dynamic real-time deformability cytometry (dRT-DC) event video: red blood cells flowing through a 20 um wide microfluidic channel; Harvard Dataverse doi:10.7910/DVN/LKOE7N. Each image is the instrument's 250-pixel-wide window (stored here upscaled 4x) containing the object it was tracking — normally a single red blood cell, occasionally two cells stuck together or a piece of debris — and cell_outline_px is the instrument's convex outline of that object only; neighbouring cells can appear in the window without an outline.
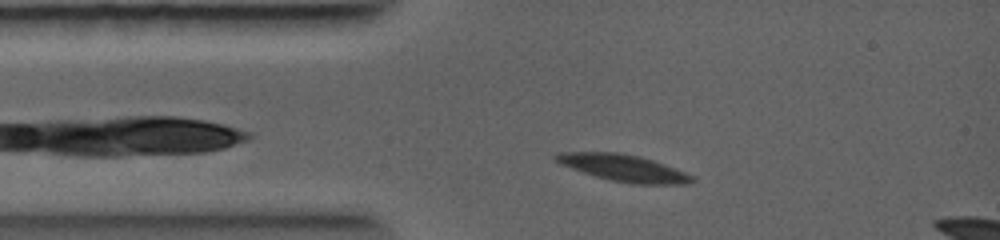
{"species": "common noctule bat (a hibernating species)", "species_latin": "Nyctalus noctula", "temperature_condition": "warm", "stored_images_in_passage": 7, "camera_frame_rate_fps": 5000, "um_per_image_px": 0.085, "animal": {"sex": "female", "body_mass_g": 19.0, "forearm_length_mm": 56.7}, "frame": {"image": 1, "passage_image": 2, "time_ms": 0.6, "image_size_px": [1000, 240], "cell_outline_px": [[696, 180], [692, 184], [632, 184], [612, 180], [596, 176], [560, 164], [552, 156], [560, 152], [620, 152], [640, 156], [664, 164], [696, 176]], "centroid_in_image_um": [53.07, 14.28], "position_along_channel_um": 31.9, "area_um2": 21.27}}
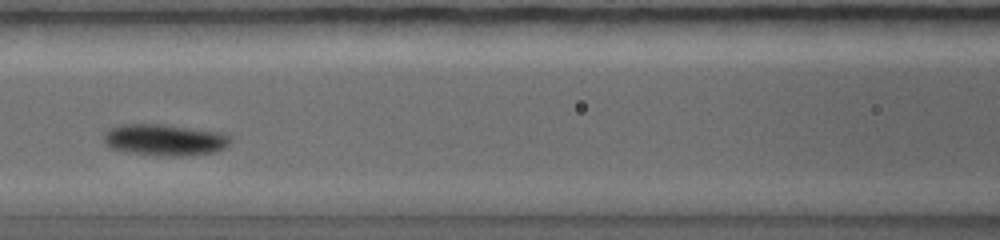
{"frame": {"image": 2, "passage_image": 5, "time_ms": 2.8, "image_size_px": [1000, 240], "cell_outline_px": [[232, 140], [224, 148], [216, 152], [180, 156], [168, 156], [128, 152], [108, 148], [104, 144], [104, 132], [108, 128], [120, 124], [164, 124], [224, 132], [232, 136]], "centroid_in_image_um": [14.0, 11.87], "position_along_channel_um": 152.6, "area_um2": 23.64}}
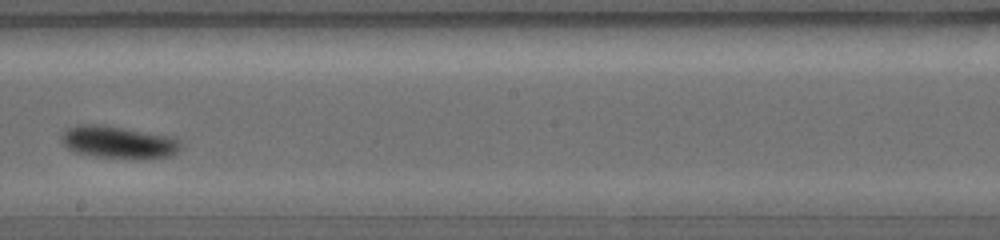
{"frame": {"image": 3, "passage_image": 7, "time_ms": 4.2, "image_size_px": [1000, 240], "cell_outline_px": [[184, 144], [172, 156], [96, 156], [76, 152], [68, 148], [60, 140], [60, 136], [68, 128], [76, 124], [104, 124], [168, 136], [180, 140]], "centroid_in_image_um": [10.01, 12.03], "position_along_channel_um": 238.2, "area_um2": 21.73}}